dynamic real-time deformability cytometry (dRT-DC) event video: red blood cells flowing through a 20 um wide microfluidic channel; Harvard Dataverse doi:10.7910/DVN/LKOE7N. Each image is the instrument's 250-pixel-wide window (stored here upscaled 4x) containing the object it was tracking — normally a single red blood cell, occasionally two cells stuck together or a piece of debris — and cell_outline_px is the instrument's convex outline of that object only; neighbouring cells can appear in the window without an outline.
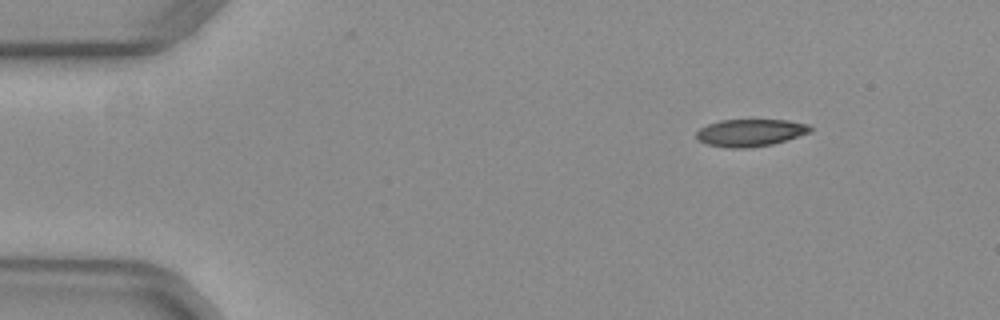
{"species": "common noctule bat (a hibernating species)", "species_latin": "Nyctalus noctula", "temperature_condition": "warm", "stored_images_in_passage": 47, "camera_frame_rate_fps": 3000, "um_per_image_px": 0.085, "animal": {"sex": "female", "body_mass_g": 29.2, "forearm_length_mm": 56.3}, "frame": {"image": 1, "passage_image": 1, "time_ms": 0.0, "image_size_px": [1000, 320], "cell_outline_px": [[812, 132], [772, 144], [748, 148], [732, 148], [708, 144], [696, 140], [696, 132], [700, 128], [708, 124], [720, 120], [788, 120], [808, 124], [812, 128]], "centroid_in_image_um": [63.78, 11.27], "position_along_channel_um": 21.2, "area_um2": 18.09}}
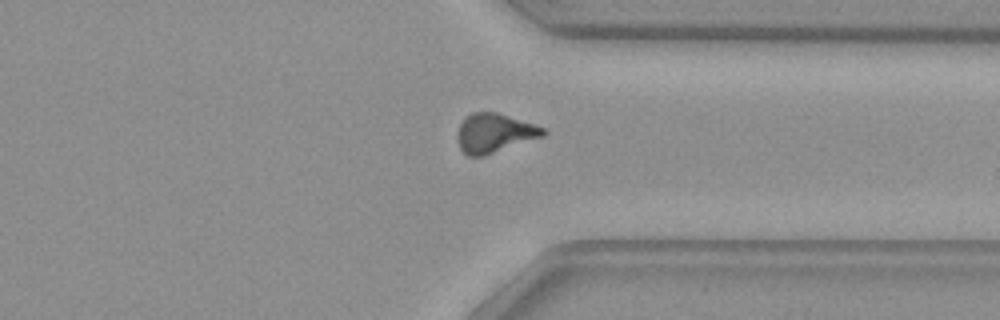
{"frame": {"image": 2, "passage_image": 34, "time_ms": 11.0, "image_size_px": [1000, 320], "cell_outline_px": [[548, 132], [544, 136], [484, 156], [468, 156], [460, 148], [456, 136], [456, 132], [464, 116], [472, 112], [496, 112], [536, 124], [544, 128]], "centroid_in_image_um": [42.02, 11.3], "position_along_channel_um": 369.4, "area_um2": 19.77}}
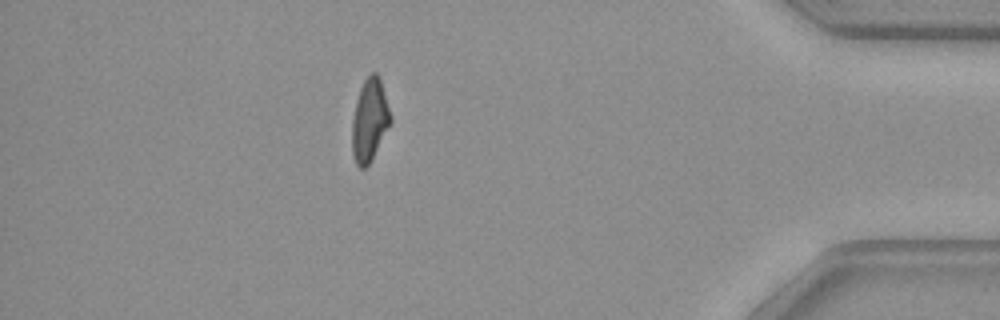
{"frame": {"image": 3, "passage_image": 40, "time_ms": 13.0, "image_size_px": [1000, 320], "cell_outline_px": [[392, 120], [372, 160], [364, 168], [360, 168], [356, 164], [352, 156], [352, 120], [356, 100], [360, 88], [364, 80], [372, 72], [376, 72], [380, 80], [392, 116]], "centroid_in_image_um": [31.41, 10.24], "position_along_channel_um": 403.8, "area_um2": 18.5}, "authors_computed_cell_mechanics": {"area_um2": 19.3052, "velocity_mm_per_s": 3.9973, "shape_relaxation_time_tau1_ms": null, "shape_relaxation_time_tau2_ms": 3.2706, "deformation_change_tau1": null, "deformation_change_tau2": 0.1215}}